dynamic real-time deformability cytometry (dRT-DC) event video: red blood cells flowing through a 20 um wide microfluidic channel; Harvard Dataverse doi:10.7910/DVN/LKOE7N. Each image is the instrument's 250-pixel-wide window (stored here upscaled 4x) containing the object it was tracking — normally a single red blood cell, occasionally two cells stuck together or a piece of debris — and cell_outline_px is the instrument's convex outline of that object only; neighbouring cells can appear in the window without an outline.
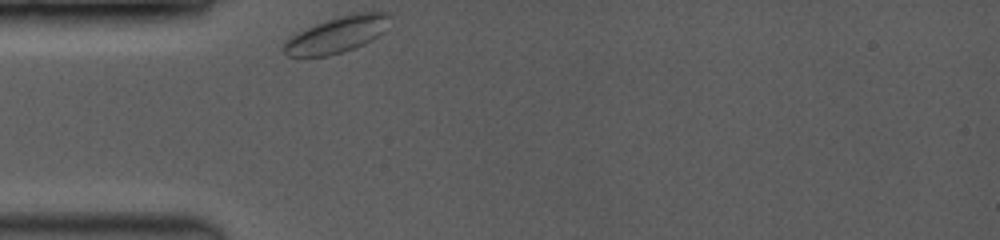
{"species": "common noctule bat (a hibernating species)", "species_latin": "Nyctalus noctula", "temperature_condition": "room temperature", "stored_images_in_passage": 1, "camera_frame_rate_fps": 3500, "um_per_image_px": 0.085, "animal": {"sex": "female", "body_mass_g": 19.0, "forearm_length_mm": 53.3}, "frame": {"image": 1, "passage_image": 1, "time_ms": 0.0, "image_size_px": [1000, 240], "cell_outline_px": [[392, 16], [384, 32], [372, 40], [364, 44], [328, 56], [288, 56], [280, 48], [284, 40], [316, 24], [340, 16], [356, 12], [388, 12]], "centroid_in_image_um": [28.66, 2.94], "position_along_channel_um": 56.3, "area_um2": 22.2}}